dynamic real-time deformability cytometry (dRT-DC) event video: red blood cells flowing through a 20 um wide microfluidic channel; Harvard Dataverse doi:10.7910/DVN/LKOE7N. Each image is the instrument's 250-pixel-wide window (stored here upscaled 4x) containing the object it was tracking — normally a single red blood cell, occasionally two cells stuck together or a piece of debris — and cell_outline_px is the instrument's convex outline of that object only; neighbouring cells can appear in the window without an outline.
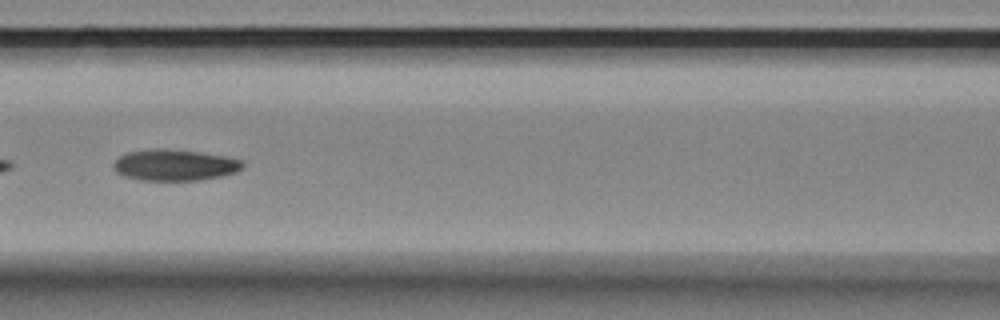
{"species": "Egyptian fruit bat (a non-hibernating species)", "species_latin": "Rousettus aegyptiacus", "temperature_condition": "room temperature", "stored_images_in_passage": 9, "segment_of_instrument_passage": [1, 2], "camera_frame_rate_fps": 3000, "um_per_image_px": 0.085, "animal": {"sex": "female"}, "frame": {"image": 1, "passage_image": 6, "time_ms": 1.667, "image_size_px": [1000, 320], "cell_outline_px": [[244, 168], [236, 172], [220, 176], [200, 180], [140, 180], [124, 176], [116, 172], [112, 164], [120, 156], [128, 152], [156, 148], [196, 152], [224, 156], [244, 160]], "centroid_in_image_um": [14.86, 14.04], "position_along_channel_um": 151.7, "area_um2": 23.35}}
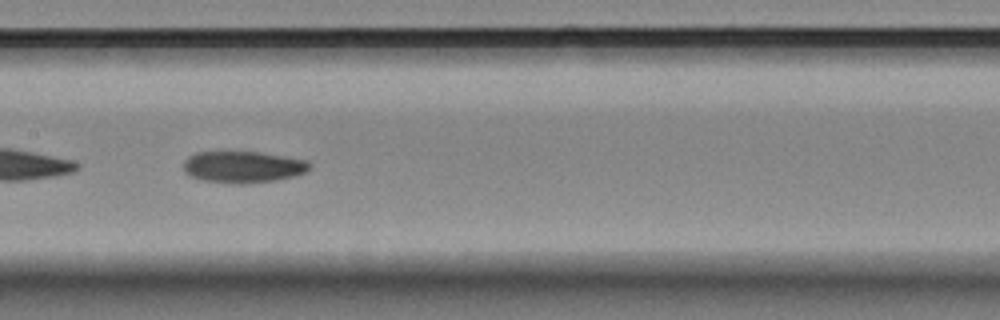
{"frame": {"image": 2, "passage_image": 7, "time_ms": 2.0, "image_size_px": [1000, 320], "cell_outline_px": [[312, 164], [304, 172], [292, 176], [276, 180], [244, 184], [236, 184], [200, 180], [184, 172], [184, 160], [188, 156], [196, 152], [256, 152], [308, 160]], "centroid_in_image_um": [20.62, 14.19], "position_along_channel_um": 186.8, "area_um2": 23.12}}